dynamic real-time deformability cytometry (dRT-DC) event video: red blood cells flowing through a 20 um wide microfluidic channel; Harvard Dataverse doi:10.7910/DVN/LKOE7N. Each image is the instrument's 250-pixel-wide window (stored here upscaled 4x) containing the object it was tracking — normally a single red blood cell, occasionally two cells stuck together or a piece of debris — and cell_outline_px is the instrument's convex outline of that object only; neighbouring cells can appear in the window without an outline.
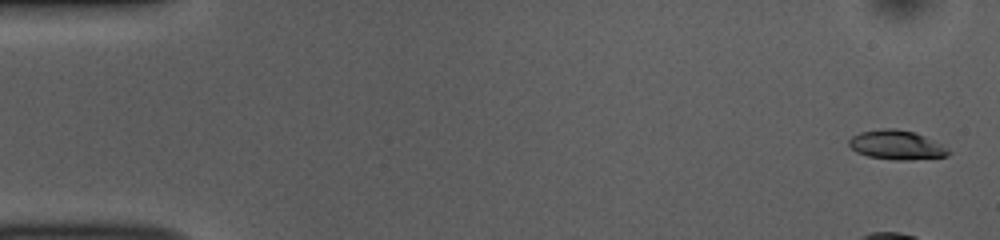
{"species": "common noctule bat (a hibernating species)", "species_latin": "Nyctalus noctula", "temperature_condition": "room temperature", "stored_images_in_passage": 51, "camera_frame_rate_fps": 3000, "um_per_image_px": 0.085, "animal": {"sex": "female", "body_mass_g": 10.0, "forearm_length_mm": 53.1}, "frame": {"image": 1, "passage_image": 1, "time_ms": 0.0, "image_size_px": [1000, 240], "cell_outline_px": [[952, 152], [948, 156], [908, 160], [892, 160], [868, 156], [856, 152], [848, 144], [848, 140], [852, 136], [860, 132], [884, 128], [896, 128], [912, 132], [924, 136]], "centroid_in_image_um": [76.16, 12.33], "position_along_channel_um": 8.8, "area_um2": 16.76}}
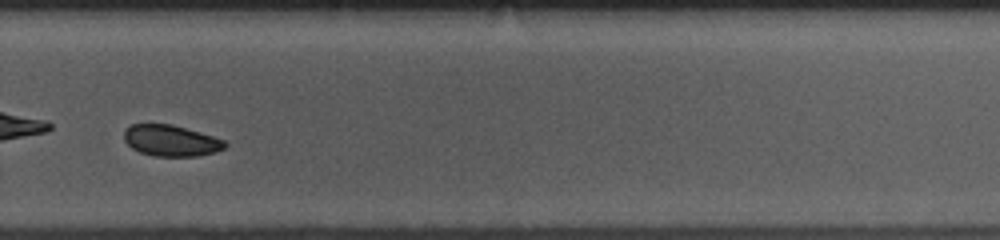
{"frame": {"image": 2, "passage_image": 36, "time_ms": 11.667, "image_size_px": [1000, 240], "cell_outline_px": [[228, 144], [224, 148], [216, 152], [196, 156], [152, 156], [140, 152], [132, 148], [124, 140], [124, 128], [132, 124], [172, 124], [200, 132], [224, 140]], "centroid_in_image_um": [14.51, 11.95], "position_along_channel_um": 315.3, "area_um2": 18.38}}
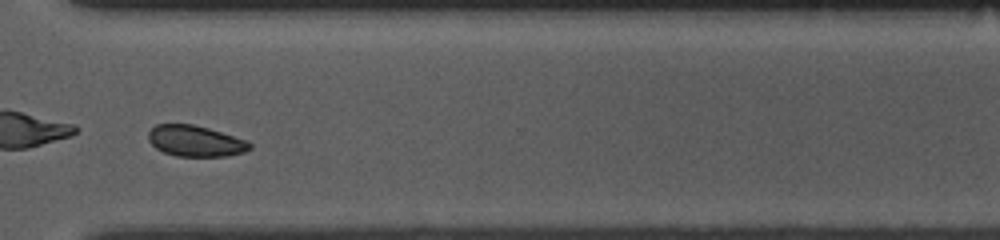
{"frame": {"image": 3, "passage_image": 39, "time_ms": 12.667, "image_size_px": [1000, 240], "cell_outline_px": [[252, 148], [244, 152], [228, 156], [176, 156], [164, 152], [156, 148], [148, 140], [148, 132], [156, 124], [192, 124], [208, 128], [248, 140], [252, 144]], "centroid_in_image_um": [16.63, 11.99], "position_along_channel_um": 354.0, "area_um2": 18.38}}